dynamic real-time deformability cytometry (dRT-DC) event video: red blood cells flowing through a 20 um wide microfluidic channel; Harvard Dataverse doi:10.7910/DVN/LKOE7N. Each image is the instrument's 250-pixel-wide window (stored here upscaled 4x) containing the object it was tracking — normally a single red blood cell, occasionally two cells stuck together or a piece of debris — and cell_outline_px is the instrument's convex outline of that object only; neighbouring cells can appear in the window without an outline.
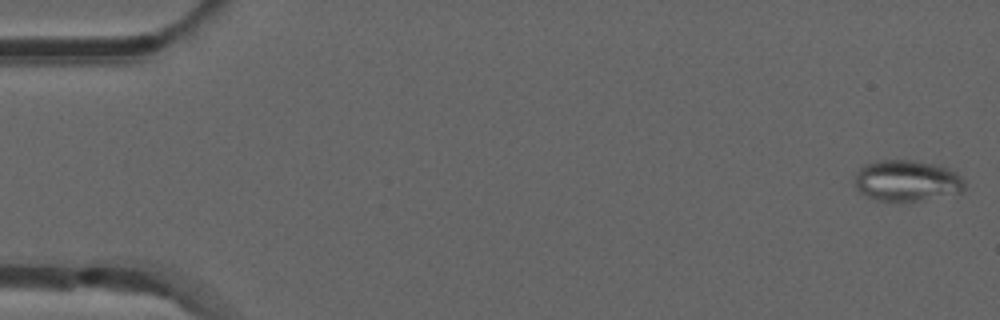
{"species": "common noctule bat (a hibernating species)", "species_latin": "Nyctalus noctula", "temperature_condition": "room temperature", "stored_images_in_passage": 52, "camera_frame_rate_fps": 3000, "um_per_image_px": 0.085, "animal": {"sex": "male", "forearm_length_mm": 52.5}, "frame": {"image": 1, "passage_image": 1, "time_ms": 0.0, "image_size_px": [1000, 320], "cell_outline_px": [[964, 188], [960, 192], [920, 200], [876, 200], [860, 192], [856, 188], [856, 172], [864, 164], [876, 160], [912, 160], [932, 164], [948, 168], [956, 172], [964, 180]], "centroid_in_image_um": [77.06, 15.33], "position_along_channel_um": 7.9, "area_um2": 25.89}}
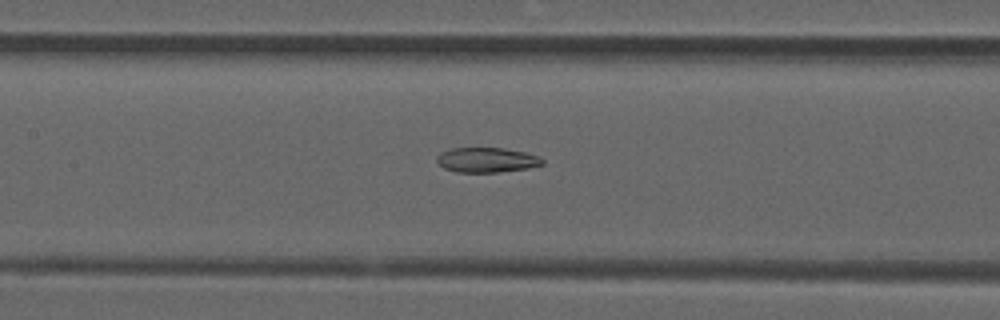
{"frame": {"image": 2, "passage_image": 24, "time_ms": 7.667, "image_size_px": [1000, 320], "cell_outline_px": [[544, 164], [528, 168], [496, 172], [456, 172], [444, 168], [436, 160], [436, 156], [440, 152], [452, 148], [504, 148], [524, 152], [536, 156], [544, 160]], "centroid_in_image_um": [41.34, 13.59], "position_along_channel_um": 166.1, "area_um2": 15.2}}
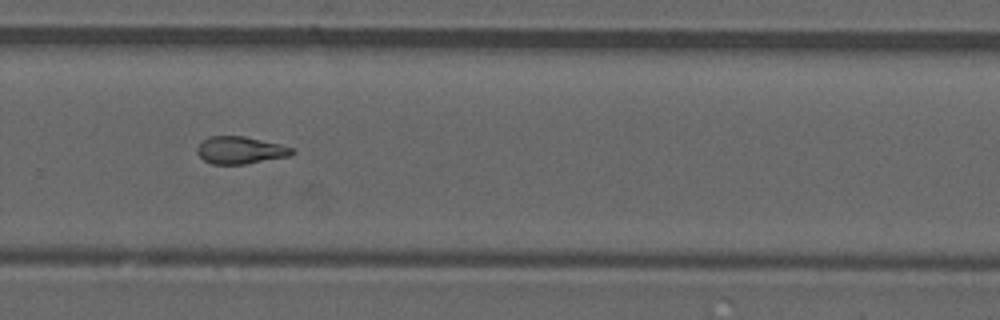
{"frame": {"image": 3, "passage_image": 35, "time_ms": 11.333, "image_size_px": [1000, 320], "cell_outline_px": [[296, 152], [292, 156], [244, 164], [212, 164], [204, 160], [196, 152], [196, 148], [208, 136], [244, 136], [280, 144], [292, 148]], "centroid_in_image_um": [20.44, 12.77], "position_along_channel_um": 309.4, "area_um2": 15.14}, "authors_computed_cell_mechanics": {"area_um2": 15.9239, "velocity_mm_per_s": 3.9276, "shape_relaxation_time_tau1_ms": null, "shape_relaxation_time_tau2_ms": 3.5985, "deformation_change_tau1": null, "deformation_change_tau2": 0.112}}